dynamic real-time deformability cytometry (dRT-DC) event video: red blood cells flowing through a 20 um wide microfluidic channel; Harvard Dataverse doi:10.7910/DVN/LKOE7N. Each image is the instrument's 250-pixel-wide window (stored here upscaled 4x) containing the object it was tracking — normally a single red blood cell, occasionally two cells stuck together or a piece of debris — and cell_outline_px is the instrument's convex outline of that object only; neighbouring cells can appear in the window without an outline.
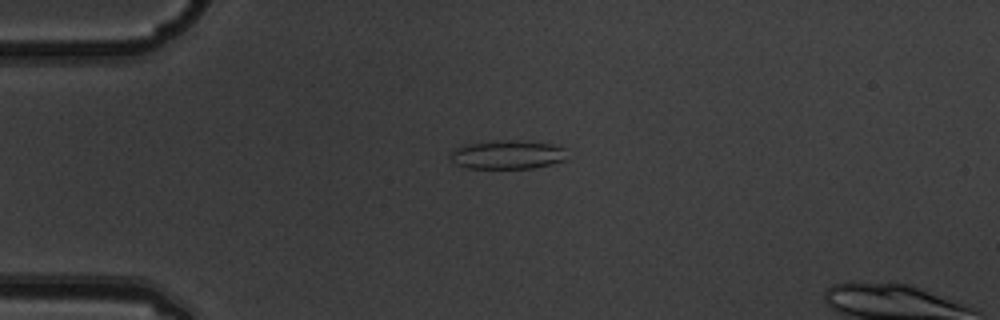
{"species": "common noctule bat (a hibernating species)", "species_latin": "Nyctalus noctula", "temperature_condition": "warm", "stored_images_in_passage": 6, "camera_frame_rate_fps": 3000, "um_per_image_px": 0.085, "animal": {"sex": "male", "body_mass_g": 19.5, "forearm_length_mm": 54.6}, "frame": {"image": 1, "passage_image": 4, "time_ms": 1.0, "image_size_px": [1000, 320], "cell_outline_px": [[564, 160], [552, 164], [532, 168], [468, 168], [456, 164], [448, 156], [456, 148], [464, 144], [496, 140], [512, 140], [552, 144], [564, 148]], "centroid_in_image_um": [43.08, 13.14], "position_along_channel_um": 41.9, "area_um2": 19.42}}